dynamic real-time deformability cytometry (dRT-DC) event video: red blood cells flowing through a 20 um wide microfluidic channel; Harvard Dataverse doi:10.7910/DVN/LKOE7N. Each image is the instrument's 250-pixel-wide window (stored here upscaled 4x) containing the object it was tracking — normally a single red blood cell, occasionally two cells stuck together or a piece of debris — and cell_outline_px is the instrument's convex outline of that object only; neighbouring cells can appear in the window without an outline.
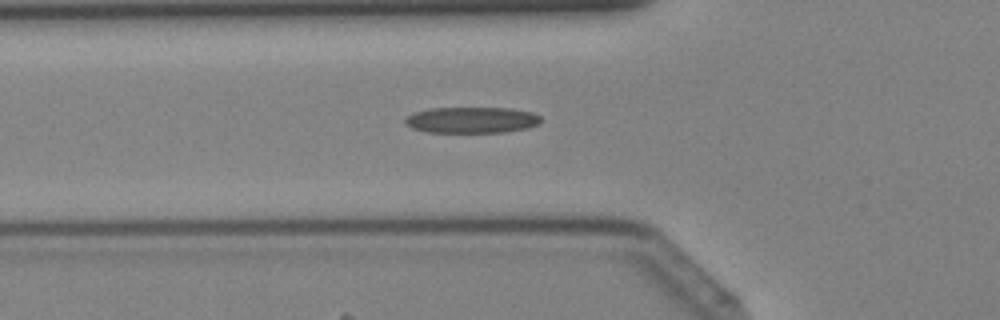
{"species": "Egyptian fruit bat (a non-hibernating species)", "species_latin": "Rousettus aegyptiacus", "temperature_condition": "cold", "stored_images_in_passage": 29, "camera_frame_rate_fps": 3000, "um_per_image_px": 0.085, "animal": {"sex": "female"}, "frame": {"image": 1, "passage_image": 2, "time_ms": 0.333, "image_size_px": [1000, 320], "cell_outline_px": [[540, 124], [528, 128], [504, 132], [428, 132], [412, 128], [404, 124], [404, 120], [412, 112], [432, 108], [512, 108], [532, 112], [540, 116]], "centroid_in_image_um": [40.09, 10.2], "position_along_channel_um": 85.7, "area_um2": 20.75}}
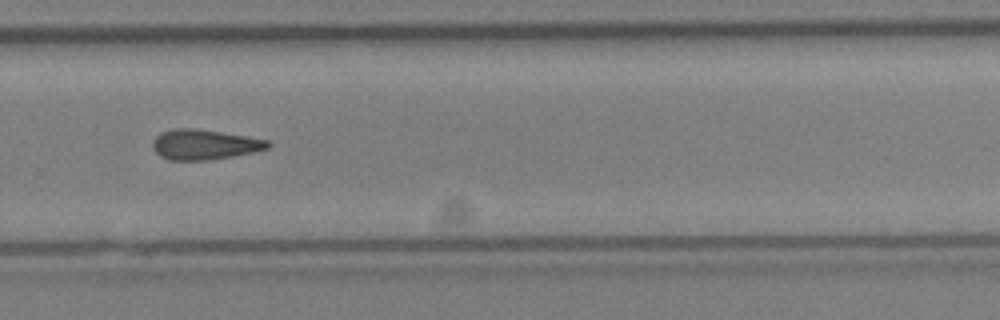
{"frame": {"image": 2, "passage_image": 16, "time_ms": 5.0, "image_size_px": [1000, 320], "cell_outline_px": [[272, 144], [268, 148], [252, 152], [232, 156], [208, 160], [168, 160], [160, 156], [152, 148], [152, 140], [160, 132], [172, 128], [196, 128], [268, 140]], "centroid_in_image_um": [17.32, 12.28], "position_along_channel_um": 312.5, "area_um2": 20.23}}
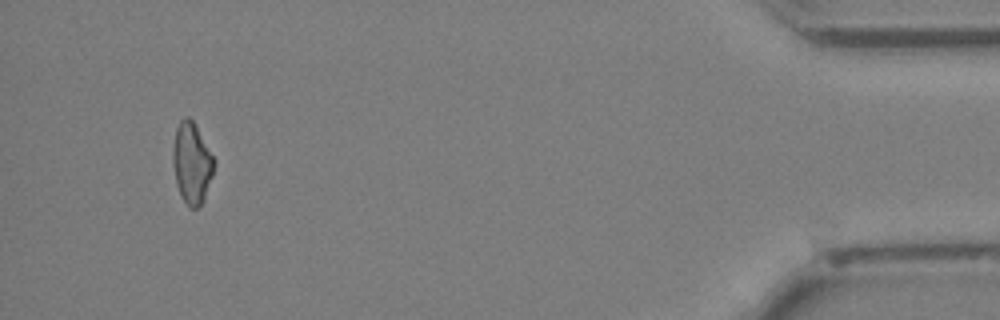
{"frame": {"image": 3, "passage_image": 27, "time_ms": 8.667, "image_size_px": [1000, 320], "cell_outline_px": [[216, 164], [204, 200], [196, 208], [188, 208], [180, 196], [176, 184], [172, 160], [172, 152], [176, 128], [180, 120], [184, 116], [188, 116], [192, 120], [216, 160]], "centroid_in_image_um": [16.3, 13.88], "position_along_channel_um": 418.9, "area_um2": 19.65}}